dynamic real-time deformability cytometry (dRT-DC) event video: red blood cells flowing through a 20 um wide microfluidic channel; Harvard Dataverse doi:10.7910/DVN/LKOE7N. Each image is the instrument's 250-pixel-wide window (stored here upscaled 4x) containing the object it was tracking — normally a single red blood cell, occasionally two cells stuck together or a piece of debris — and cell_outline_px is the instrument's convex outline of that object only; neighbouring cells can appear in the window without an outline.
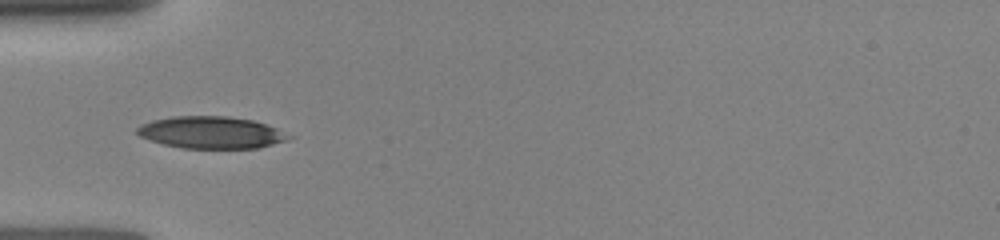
{"species": "human", "species_latin": "Homo sapiens", "temperature_condition": "room temperature", "stored_images_in_passage": 10, "segment_of_instrument_passage": [2, 2], "camera_frame_rate_fps": 3000, "um_per_image_px": 0.085, "donor": {"sex": "female"}, "frame": {"image": 1, "passage_image": 9, "time_ms": 5.0, "image_size_px": [1000, 240], "cell_outline_px": [[292, 136], [288, 140], [260, 148], [184, 148], [164, 144], [140, 136], [136, 132], [136, 128], [140, 124], [152, 120], [172, 116], [228, 116], [252, 120], [276, 128]], "centroid_in_image_um": [17.94, 11.26], "position_along_channel_um": 67.1, "area_um2": 28.21}}